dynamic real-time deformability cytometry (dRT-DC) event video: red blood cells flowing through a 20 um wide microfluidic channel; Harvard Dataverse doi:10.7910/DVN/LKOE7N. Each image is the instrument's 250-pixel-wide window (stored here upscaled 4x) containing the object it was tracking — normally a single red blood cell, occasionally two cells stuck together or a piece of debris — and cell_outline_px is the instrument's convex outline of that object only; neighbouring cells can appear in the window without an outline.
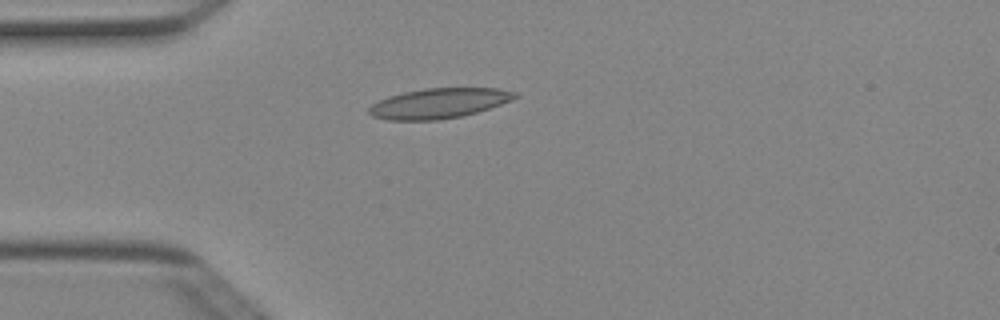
{"species": "Egyptian fruit bat (a non-hibernating species)", "species_latin": "Rousettus aegyptiacus", "temperature_condition": "cold", "stored_images_in_passage": 38, "camera_frame_rate_fps": 3000, "um_per_image_px": 0.085, "animal": {"sex": "female"}, "frame": {"image": 1, "passage_image": 1, "time_ms": 0.0, "image_size_px": [1000, 320], "cell_outline_px": [[520, 96], [512, 100], [476, 112], [460, 116], [436, 120], [388, 120], [372, 116], [368, 112], [368, 108], [372, 104], [388, 96], [404, 92], [424, 88], [500, 88], [516, 92]], "centroid_in_image_um": [37.3, 8.77], "position_along_channel_um": 47.7, "area_um2": 25.49}}
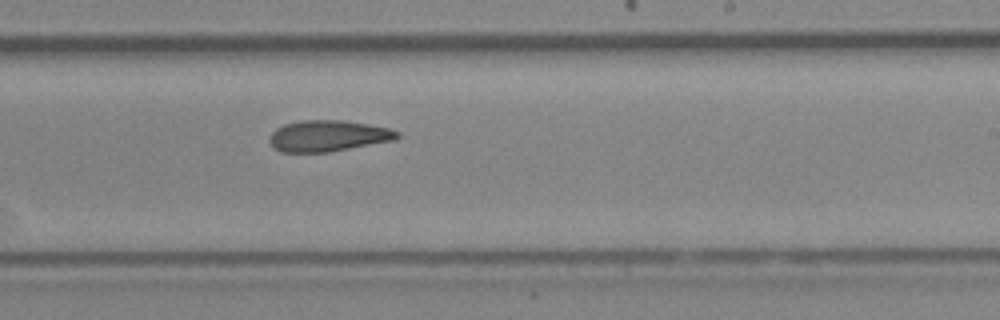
{"frame": {"image": 2, "passage_image": 18, "time_ms": 5.667, "image_size_px": [1000, 320], "cell_outline_px": [[400, 136], [396, 140], [328, 152], [280, 152], [272, 148], [268, 140], [272, 132], [276, 128], [284, 124], [300, 120], [340, 120], [368, 124], [388, 128], [400, 132]], "centroid_in_image_um": [27.86, 11.55], "position_along_channel_um": 261.1, "area_um2": 23.35}}
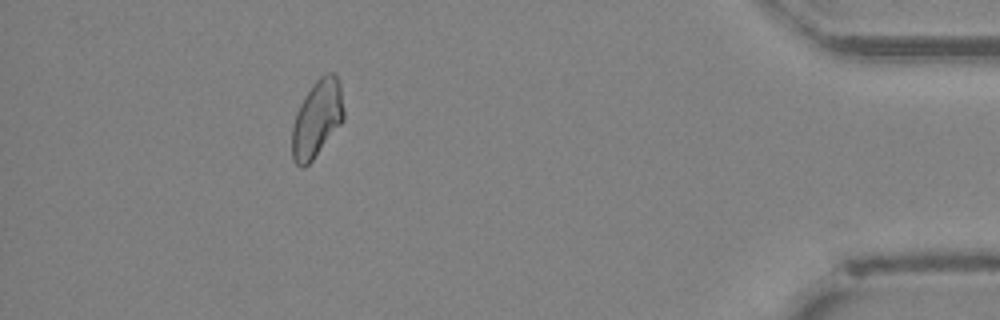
{"frame": {"image": 3, "passage_image": 33, "time_ms": 10.667, "image_size_px": [1000, 320], "cell_outline_px": [[344, 120], [312, 160], [304, 168], [300, 168], [292, 160], [292, 128], [296, 112], [304, 96], [312, 84], [320, 76], [328, 72], [332, 72], [336, 76], [340, 84], [344, 112]], "centroid_in_image_um": [26.93, 10.09], "position_along_channel_um": 408.3, "area_um2": 23.24}}